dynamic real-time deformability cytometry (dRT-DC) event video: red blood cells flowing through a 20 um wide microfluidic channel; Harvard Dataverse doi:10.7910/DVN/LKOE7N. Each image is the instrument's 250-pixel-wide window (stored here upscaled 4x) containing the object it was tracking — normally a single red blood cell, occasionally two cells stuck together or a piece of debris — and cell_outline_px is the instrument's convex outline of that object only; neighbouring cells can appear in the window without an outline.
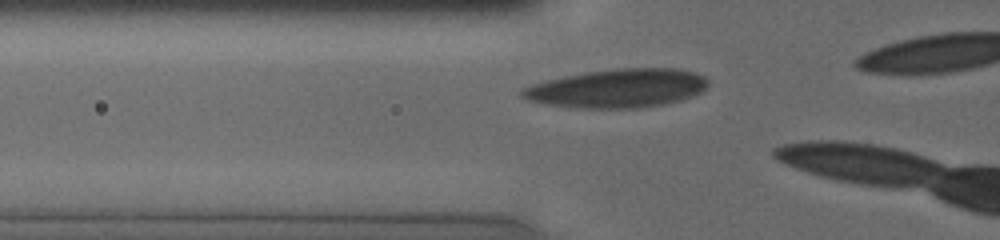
{"species": "human", "species_latin": "Homo sapiens", "temperature_condition": "cold", "stored_images_in_passage": 18, "camera_frame_rate_fps": 3000, "um_per_image_px": 0.085, "donor": {"sex": "male"}, "frame": {"image": 1, "passage_image": 10, "time_ms": 1.667, "image_size_px": [1000, 240], "cell_outline_px": [[708, 84], [700, 92], [680, 100], [660, 104], [636, 108], [572, 108], [548, 104], [528, 100], [520, 96], [520, 88], [532, 84], [564, 76], [584, 72], [616, 68], [680, 68], [704, 76], [708, 80]], "centroid_in_image_um": [52.44, 7.5], "position_along_channel_um": 73.4, "area_um2": 41.79}}